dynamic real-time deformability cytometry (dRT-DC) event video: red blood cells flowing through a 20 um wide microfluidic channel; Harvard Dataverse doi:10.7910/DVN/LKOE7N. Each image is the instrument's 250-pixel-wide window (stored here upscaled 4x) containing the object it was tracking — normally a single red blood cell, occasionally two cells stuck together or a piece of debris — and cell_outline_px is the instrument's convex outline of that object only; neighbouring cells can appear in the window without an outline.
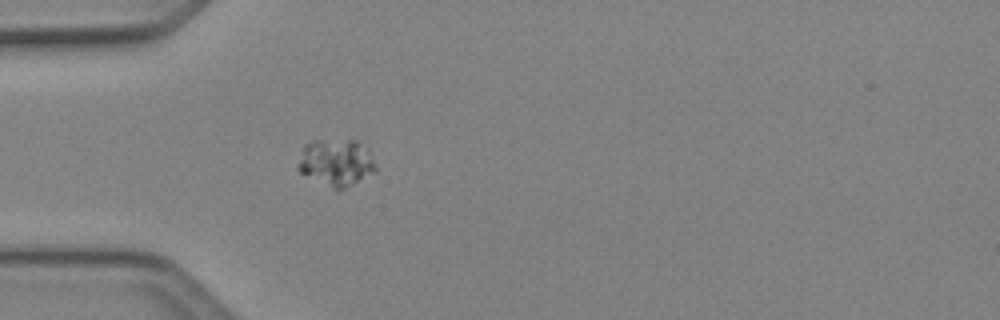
{"species": "Egyptian fruit bat (a non-hibernating species)", "species_latin": "Rousettus aegyptiacus", "temperature_condition": "cold", "stored_images_in_passage": 35, "camera_frame_rate_fps": 3000, "um_per_image_px": 0.085, "animal": {"sex": "female"}, "frame": {"image": 1, "passage_image": 1, "time_ms": 0.0, "image_size_px": [1000, 320], "cell_outline_px": [[376, 172], [344, 188], [332, 188], [300, 172], [296, 168], [296, 164], [304, 144], [312, 140], [356, 140], [376, 164]], "centroid_in_image_um": [28.51, 13.8], "position_along_channel_um": 56.5, "area_um2": 20.87}}
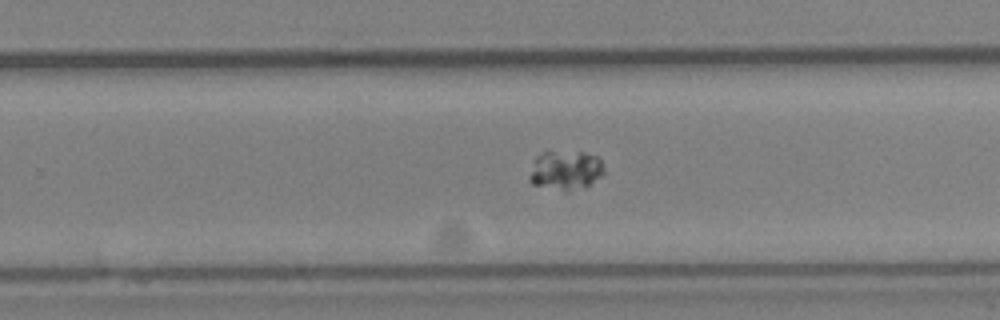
{"frame": {"image": 2, "passage_image": 18, "time_ms": 5.667, "image_size_px": [1000, 320], "cell_outline_px": [[604, 172], [600, 176], [588, 184], [564, 192], [532, 184], [528, 180], [528, 176], [536, 156], [544, 152], [584, 152], [596, 156], [600, 160], [604, 168]], "centroid_in_image_um": [48.02, 14.47], "position_along_channel_um": 281.8, "area_um2": 16.88}}
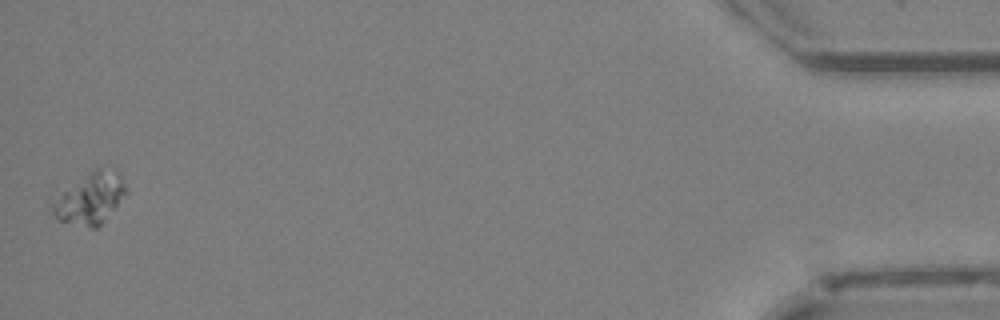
{"frame": {"image": 3, "passage_image": 35, "time_ms": 11.333, "image_size_px": [1000, 320], "cell_outline_px": [[128, 192], [104, 220], [96, 228], [92, 228], [60, 220], [52, 216], [48, 196], [96, 168], [100, 168], [116, 172], [120, 176], [128, 188]], "centroid_in_image_um": [7.54, 16.85], "position_along_channel_um": 427.7, "area_um2": 22.43}}